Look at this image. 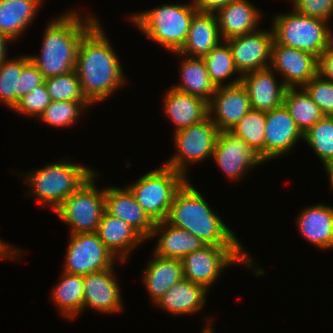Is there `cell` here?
<instances>
[{"mask_svg": "<svg viewBox=\"0 0 333 333\" xmlns=\"http://www.w3.org/2000/svg\"><path fill=\"white\" fill-rule=\"evenodd\" d=\"M264 162L276 159L293 150L304 135L284 105L266 112Z\"/></svg>", "mask_w": 333, "mask_h": 333, "instance_id": "obj_15", "label": "cell"}, {"mask_svg": "<svg viewBox=\"0 0 333 333\" xmlns=\"http://www.w3.org/2000/svg\"><path fill=\"white\" fill-rule=\"evenodd\" d=\"M51 101H88L82 93L79 78L72 70L63 75L45 79Z\"/></svg>", "mask_w": 333, "mask_h": 333, "instance_id": "obj_37", "label": "cell"}, {"mask_svg": "<svg viewBox=\"0 0 333 333\" xmlns=\"http://www.w3.org/2000/svg\"><path fill=\"white\" fill-rule=\"evenodd\" d=\"M144 269L142 281L153 304L183 277L181 259L161 258L155 254Z\"/></svg>", "mask_w": 333, "mask_h": 333, "instance_id": "obj_27", "label": "cell"}, {"mask_svg": "<svg viewBox=\"0 0 333 333\" xmlns=\"http://www.w3.org/2000/svg\"><path fill=\"white\" fill-rule=\"evenodd\" d=\"M91 105L89 101H51L38 119L54 127H69Z\"/></svg>", "mask_w": 333, "mask_h": 333, "instance_id": "obj_36", "label": "cell"}, {"mask_svg": "<svg viewBox=\"0 0 333 333\" xmlns=\"http://www.w3.org/2000/svg\"><path fill=\"white\" fill-rule=\"evenodd\" d=\"M174 53L184 59L180 63L181 69L179 70L181 81L174 85L173 88L192 96L200 97L209 103L216 87L210 81L204 59L188 57L178 52Z\"/></svg>", "mask_w": 333, "mask_h": 333, "instance_id": "obj_29", "label": "cell"}, {"mask_svg": "<svg viewBox=\"0 0 333 333\" xmlns=\"http://www.w3.org/2000/svg\"><path fill=\"white\" fill-rule=\"evenodd\" d=\"M80 18L73 9L55 17L46 26L40 55H28L45 79L74 70L81 39L99 21L91 14Z\"/></svg>", "mask_w": 333, "mask_h": 333, "instance_id": "obj_2", "label": "cell"}, {"mask_svg": "<svg viewBox=\"0 0 333 333\" xmlns=\"http://www.w3.org/2000/svg\"><path fill=\"white\" fill-rule=\"evenodd\" d=\"M44 83L45 78L42 72L28 55H24V68L20 73V99Z\"/></svg>", "mask_w": 333, "mask_h": 333, "instance_id": "obj_41", "label": "cell"}, {"mask_svg": "<svg viewBox=\"0 0 333 333\" xmlns=\"http://www.w3.org/2000/svg\"><path fill=\"white\" fill-rule=\"evenodd\" d=\"M66 259L62 272L87 275L114 266L119 261L99 239L96 232L69 234Z\"/></svg>", "mask_w": 333, "mask_h": 333, "instance_id": "obj_11", "label": "cell"}, {"mask_svg": "<svg viewBox=\"0 0 333 333\" xmlns=\"http://www.w3.org/2000/svg\"><path fill=\"white\" fill-rule=\"evenodd\" d=\"M245 250L243 246L206 245L181 259L183 277L209 291L223 269L231 264L254 267L255 260Z\"/></svg>", "mask_w": 333, "mask_h": 333, "instance_id": "obj_8", "label": "cell"}, {"mask_svg": "<svg viewBox=\"0 0 333 333\" xmlns=\"http://www.w3.org/2000/svg\"><path fill=\"white\" fill-rule=\"evenodd\" d=\"M324 169L325 171L327 172V175H328V180L332 186V189H333V162L331 163H328L326 165H324Z\"/></svg>", "mask_w": 333, "mask_h": 333, "instance_id": "obj_46", "label": "cell"}, {"mask_svg": "<svg viewBox=\"0 0 333 333\" xmlns=\"http://www.w3.org/2000/svg\"><path fill=\"white\" fill-rule=\"evenodd\" d=\"M96 233L108 250L122 263L127 261L130 252L146 239L131 225L125 223L106 210Z\"/></svg>", "mask_w": 333, "mask_h": 333, "instance_id": "obj_20", "label": "cell"}, {"mask_svg": "<svg viewBox=\"0 0 333 333\" xmlns=\"http://www.w3.org/2000/svg\"><path fill=\"white\" fill-rule=\"evenodd\" d=\"M231 48L239 75L270 67L273 31L270 29L247 33L225 40ZM268 61V63H267Z\"/></svg>", "mask_w": 333, "mask_h": 333, "instance_id": "obj_13", "label": "cell"}, {"mask_svg": "<svg viewBox=\"0 0 333 333\" xmlns=\"http://www.w3.org/2000/svg\"><path fill=\"white\" fill-rule=\"evenodd\" d=\"M248 0H234L215 13L223 41L259 29L262 15Z\"/></svg>", "mask_w": 333, "mask_h": 333, "instance_id": "obj_21", "label": "cell"}, {"mask_svg": "<svg viewBox=\"0 0 333 333\" xmlns=\"http://www.w3.org/2000/svg\"><path fill=\"white\" fill-rule=\"evenodd\" d=\"M266 112L250 109L231 128V132L242 138L264 161Z\"/></svg>", "mask_w": 333, "mask_h": 333, "instance_id": "obj_33", "label": "cell"}, {"mask_svg": "<svg viewBox=\"0 0 333 333\" xmlns=\"http://www.w3.org/2000/svg\"><path fill=\"white\" fill-rule=\"evenodd\" d=\"M115 53L99 21L79 43L74 70L82 93L92 105L107 100L126 83L123 67Z\"/></svg>", "mask_w": 333, "mask_h": 333, "instance_id": "obj_1", "label": "cell"}, {"mask_svg": "<svg viewBox=\"0 0 333 333\" xmlns=\"http://www.w3.org/2000/svg\"><path fill=\"white\" fill-rule=\"evenodd\" d=\"M188 180L182 173L162 165L127 185L137 203L156 223L165 221L175 193Z\"/></svg>", "mask_w": 333, "mask_h": 333, "instance_id": "obj_7", "label": "cell"}, {"mask_svg": "<svg viewBox=\"0 0 333 333\" xmlns=\"http://www.w3.org/2000/svg\"><path fill=\"white\" fill-rule=\"evenodd\" d=\"M24 68V55L8 58L0 65V104L12 110L20 99V73Z\"/></svg>", "mask_w": 333, "mask_h": 333, "instance_id": "obj_34", "label": "cell"}, {"mask_svg": "<svg viewBox=\"0 0 333 333\" xmlns=\"http://www.w3.org/2000/svg\"><path fill=\"white\" fill-rule=\"evenodd\" d=\"M95 172L84 184L68 196L55 210L63 222L71 227L70 234L96 232L105 212V188L96 187Z\"/></svg>", "mask_w": 333, "mask_h": 333, "instance_id": "obj_9", "label": "cell"}, {"mask_svg": "<svg viewBox=\"0 0 333 333\" xmlns=\"http://www.w3.org/2000/svg\"><path fill=\"white\" fill-rule=\"evenodd\" d=\"M298 13L329 22L333 16V0H291Z\"/></svg>", "mask_w": 333, "mask_h": 333, "instance_id": "obj_40", "label": "cell"}, {"mask_svg": "<svg viewBox=\"0 0 333 333\" xmlns=\"http://www.w3.org/2000/svg\"><path fill=\"white\" fill-rule=\"evenodd\" d=\"M212 159L231 180L241 179L255 166L265 163L259 154L230 130L219 132Z\"/></svg>", "mask_w": 333, "mask_h": 333, "instance_id": "obj_12", "label": "cell"}, {"mask_svg": "<svg viewBox=\"0 0 333 333\" xmlns=\"http://www.w3.org/2000/svg\"><path fill=\"white\" fill-rule=\"evenodd\" d=\"M301 89V90H300ZM286 88L283 105L295 120L299 130L304 135L316 122L325 115L311 99L306 90L301 88Z\"/></svg>", "mask_w": 333, "mask_h": 333, "instance_id": "obj_31", "label": "cell"}, {"mask_svg": "<svg viewBox=\"0 0 333 333\" xmlns=\"http://www.w3.org/2000/svg\"><path fill=\"white\" fill-rule=\"evenodd\" d=\"M250 109L248 93L242 83L216 87L208 103L209 117L219 131L231 130Z\"/></svg>", "mask_w": 333, "mask_h": 333, "instance_id": "obj_16", "label": "cell"}, {"mask_svg": "<svg viewBox=\"0 0 333 333\" xmlns=\"http://www.w3.org/2000/svg\"><path fill=\"white\" fill-rule=\"evenodd\" d=\"M158 239L152 254L161 258L182 259L190 253L202 249L206 244L191 234L169 224L166 220L156 222L150 238Z\"/></svg>", "mask_w": 333, "mask_h": 333, "instance_id": "obj_22", "label": "cell"}, {"mask_svg": "<svg viewBox=\"0 0 333 333\" xmlns=\"http://www.w3.org/2000/svg\"><path fill=\"white\" fill-rule=\"evenodd\" d=\"M166 221L189 231L206 245L242 246L189 179L175 193Z\"/></svg>", "mask_w": 333, "mask_h": 333, "instance_id": "obj_3", "label": "cell"}, {"mask_svg": "<svg viewBox=\"0 0 333 333\" xmlns=\"http://www.w3.org/2000/svg\"><path fill=\"white\" fill-rule=\"evenodd\" d=\"M274 74V70L268 67L246 73L241 77L251 109L267 112L283 105L286 87L282 81L277 82Z\"/></svg>", "mask_w": 333, "mask_h": 333, "instance_id": "obj_19", "label": "cell"}, {"mask_svg": "<svg viewBox=\"0 0 333 333\" xmlns=\"http://www.w3.org/2000/svg\"><path fill=\"white\" fill-rule=\"evenodd\" d=\"M318 63L310 53L273 42L270 67L283 77L286 88L304 87L318 75Z\"/></svg>", "mask_w": 333, "mask_h": 333, "instance_id": "obj_14", "label": "cell"}, {"mask_svg": "<svg viewBox=\"0 0 333 333\" xmlns=\"http://www.w3.org/2000/svg\"><path fill=\"white\" fill-rule=\"evenodd\" d=\"M203 59L206 63L210 81L215 87L231 86L241 83L242 76L238 75L237 78H234V80L231 79L229 83L227 82L225 84L227 78H231L233 74H239L234 65L231 48L226 41L222 40L216 47L211 49Z\"/></svg>", "mask_w": 333, "mask_h": 333, "instance_id": "obj_32", "label": "cell"}, {"mask_svg": "<svg viewBox=\"0 0 333 333\" xmlns=\"http://www.w3.org/2000/svg\"><path fill=\"white\" fill-rule=\"evenodd\" d=\"M221 41L215 13L197 12L192 18L187 39L178 53L203 58Z\"/></svg>", "mask_w": 333, "mask_h": 333, "instance_id": "obj_26", "label": "cell"}, {"mask_svg": "<svg viewBox=\"0 0 333 333\" xmlns=\"http://www.w3.org/2000/svg\"><path fill=\"white\" fill-rule=\"evenodd\" d=\"M44 0H0V32L13 41L20 39L34 21Z\"/></svg>", "mask_w": 333, "mask_h": 333, "instance_id": "obj_28", "label": "cell"}, {"mask_svg": "<svg viewBox=\"0 0 333 333\" xmlns=\"http://www.w3.org/2000/svg\"><path fill=\"white\" fill-rule=\"evenodd\" d=\"M50 103V95L44 83L19 99L12 111L14 110L16 113H21L25 116L29 115L28 117L39 118Z\"/></svg>", "mask_w": 333, "mask_h": 333, "instance_id": "obj_38", "label": "cell"}, {"mask_svg": "<svg viewBox=\"0 0 333 333\" xmlns=\"http://www.w3.org/2000/svg\"><path fill=\"white\" fill-rule=\"evenodd\" d=\"M198 11L193 3L164 4L128 16L145 36L171 53L184 45L193 16Z\"/></svg>", "mask_w": 333, "mask_h": 333, "instance_id": "obj_5", "label": "cell"}, {"mask_svg": "<svg viewBox=\"0 0 333 333\" xmlns=\"http://www.w3.org/2000/svg\"><path fill=\"white\" fill-rule=\"evenodd\" d=\"M212 319H209L207 322H206V325H205V327H204V329L202 330V333H214V329H212V327H211V323H213L212 321H211Z\"/></svg>", "mask_w": 333, "mask_h": 333, "instance_id": "obj_47", "label": "cell"}, {"mask_svg": "<svg viewBox=\"0 0 333 333\" xmlns=\"http://www.w3.org/2000/svg\"><path fill=\"white\" fill-rule=\"evenodd\" d=\"M20 251L22 252V250L11 247L8 243L0 239V259L18 260L21 257Z\"/></svg>", "mask_w": 333, "mask_h": 333, "instance_id": "obj_44", "label": "cell"}, {"mask_svg": "<svg viewBox=\"0 0 333 333\" xmlns=\"http://www.w3.org/2000/svg\"><path fill=\"white\" fill-rule=\"evenodd\" d=\"M329 22L293 12L275 15L272 21L274 41L316 56L333 44Z\"/></svg>", "mask_w": 333, "mask_h": 333, "instance_id": "obj_6", "label": "cell"}, {"mask_svg": "<svg viewBox=\"0 0 333 333\" xmlns=\"http://www.w3.org/2000/svg\"><path fill=\"white\" fill-rule=\"evenodd\" d=\"M163 109L175 124L174 132L202 122L209 116L208 102L171 87L164 96Z\"/></svg>", "mask_w": 333, "mask_h": 333, "instance_id": "obj_24", "label": "cell"}, {"mask_svg": "<svg viewBox=\"0 0 333 333\" xmlns=\"http://www.w3.org/2000/svg\"><path fill=\"white\" fill-rule=\"evenodd\" d=\"M62 273V279L56 284L51 293L53 303L65 319L75 320L78 314L83 311V276Z\"/></svg>", "mask_w": 333, "mask_h": 333, "instance_id": "obj_30", "label": "cell"}, {"mask_svg": "<svg viewBox=\"0 0 333 333\" xmlns=\"http://www.w3.org/2000/svg\"><path fill=\"white\" fill-rule=\"evenodd\" d=\"M125 187L124 189L116 186L105 188V210L109 214H112L131 225L146 240H149L155 222L137 203V200L130 189L126 185Z\"/></svg>", "mask_w": 333, "mask_h": 333, "instance_id": "obj_18", "label": "cell"}, {"mask_svg": "<svg viewBox=\"0 0 333 333\" xmlns=\"http://www.w3.org/2000/svg\"><path fill=\"white\" fill-rule=\"evenodd\" d=\"M318 74L323 79L333 82V44L320 55Z\"/></svg>", "mask_w": 333, "mask_h": 333, "instance_id": "obj_42", "label": "cell"}, {"mask_svg": "<svg viewBox=\"0 0 333 333\" xmlns=\"http://www.w3.org/2000/svg\"><path fill=\"white\" fill-rule=\"evenodd\" d=\"M296 218L302 236L322 250L333 248V207L317 204L304 208Z\"/></svg>", "mask_w": 333, "mask_h": 333, "instance_id": "obj_23", "label": "cell"}, {"mask_svg": "<svg viewBox=\"0 0 333 333\" xmlns=\"http://www.w3.org/2000/svg\"><path fill=\"white\" fill-rule=\"evenodd\" d=\"M113 271L114 266L83 276V310L89 307L104 314L122 311L121 289Z\"/></svg>", "mask_w": 333, "mask_h": 333, "instance_id": "obj_17", "label": "cell"}, {"mask_svg": "<svg viewBox=\"0 0 333 333\" xmlns=\"http://www.w3.org/2000/svg\"><path fill=\"white\" fill-rule=\"evenodd\" d=\"M70 159L60 160L22 174L27 185L31 187L27 195L34 196L46 207L55 210L63 201L84 184L96 171L78 165Z\"/></svg>", "mask_w": 333, "mask_h": 333, "instance_id": "obj_4", "label": "cell"}, {"mask_svg": "<svg viewBox=\"0 0 333 333\" xmlns=\"http://www.w3.org/2000/svg\"><path fill=\"white\" fill-rule=\"evenodd\" d=\"M207 292L202 285L182 278L156 302V306L174 316L191 315L204 308Z\"/></svg>", "mask_w": 333, "mask_h": 333, "instance_id": "obj_25", "label": "cell"}, {"mask_svg": "<svg viewBox=\"0 0 333 333\" xmlns=\"http://www.w3.org/2000/svg\"><path fill=\"white\" fill-rule=\"evenodd\" d=\"M9 41H13L12 39H10L8 36H6L5 34L0 32V65L6 60L8 59V57H6L7 55V46H8V42Z\"/></svg>", "mask_w": 333, "mask_h": 333, "instance_id": "obj_45", "label": "cell"}, {"mask_svg": "<svg viewBox=\"0 0 333 333\" xmlns=\"http://www.w3.org/2000/svg\"><path fill=\"white\" fill-rule=\"evenodd\" d=\"M303 88L325 116H333V82L323 79L318 74Z\"/></svg>", "mask_w": 333, "mask_h": 333, "instance_id": "obj_39", "label": "cell"}, {"mask_svg": "<svg viewBox=\"0 0 333 333\" xmlns=\"http://www.w3.org/2000/svg\"><path fill=\"white\" fill-rule=\"evenodd\" d=\"M234 0H193V6L201 13H216Z\"/></svg>", "mask_w": 333, "mask_h": 333, "instance_id": "obj_43", "label": "cell"}, {"mask_svg": "<svg viewBox=\"0 0 333 333\" xmlns=\"http://www.w3.org/2000/svg\"><path fill=\"white\" fill-rule=\"evenodd\" d=\"M322 161L323 166L333 162V116H324L305 134L304 140Z\"/></svg>", "mask_w": 333, "mask_h": 333, "instance_id": "obj_35", "label": "cell"}, {"mask_svg": "<svg viewBox=\"0 0 333 333\" xmlns=\"http://www.w3.org/2000/svg\"><path fill=\"white\" fill-rule=\"evenodd\" d=\"M219 132L209 116L202 122L174 132L173 141L177 151L163 165L188 178L187 166L190 163H202L212 157Z\"/></svg>", "mask_w": 333, "mask_h": 333, "instance_id": "obj_10", "label": "cell"}]
</instances>
